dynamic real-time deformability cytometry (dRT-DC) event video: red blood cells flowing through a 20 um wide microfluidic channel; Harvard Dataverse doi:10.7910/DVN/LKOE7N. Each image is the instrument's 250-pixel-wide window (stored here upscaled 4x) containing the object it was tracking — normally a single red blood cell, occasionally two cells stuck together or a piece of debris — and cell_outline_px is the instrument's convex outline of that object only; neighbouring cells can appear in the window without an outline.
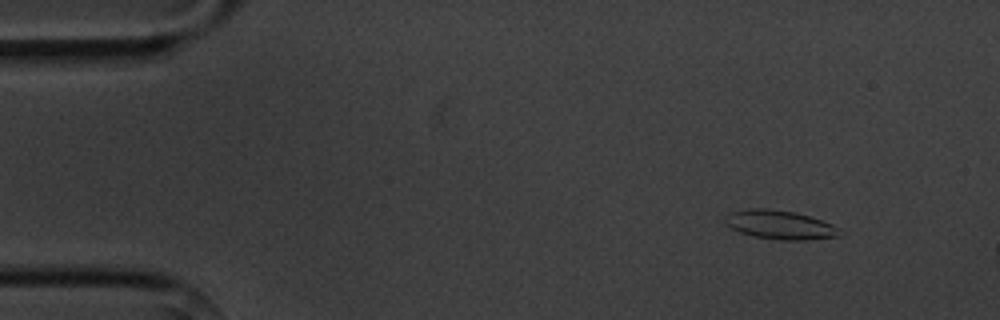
{"species": "common noctule bat (a hibernating species)", "species_latin": "Nyctalus noctula", "temperature_condition": "cold", "stored_images_in_passage": 4, "camera_frame_rate_fps": 3000, "um_per_image_px": 0.085, "animal": {"sex": "male", "body_mass_g": 20.1, "forearm_length_mm": 53.5}, "frame": {"image": 1, "passage_image": 2, "time_ms": 1.333, "image_size_px": [1000, 320], "cell_outline_px": [[844, 232], [840, 236], [804, 240], [780, 240], [756, 236], [740, 232], [732, 228], [724, 220], [724, 216], [732, 212], [748, 208], [764, 208], [796, 212], [832, 224], [840, 228]], "centroid_in_image_um": [66.33, 19.1], "position_along_channel_um": 18.7, "area_um2": 19.19}}